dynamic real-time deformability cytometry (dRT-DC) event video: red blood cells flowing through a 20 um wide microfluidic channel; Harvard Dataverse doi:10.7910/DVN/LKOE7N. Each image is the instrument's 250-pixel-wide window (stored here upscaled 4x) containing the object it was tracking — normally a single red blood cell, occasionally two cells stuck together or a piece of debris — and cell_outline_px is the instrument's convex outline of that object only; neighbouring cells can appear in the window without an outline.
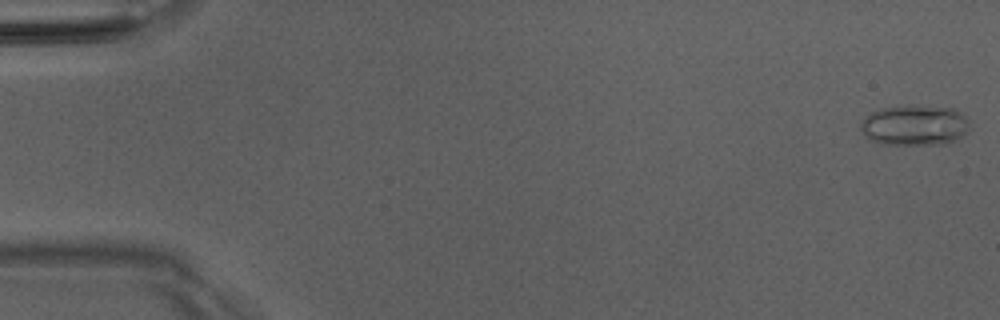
{"species": "Egyptian fruit bat (a non-hibernating species)", "species_latin": "Rousettus aegyptiacus", "temperature_condition": "room temperature", "stored_images_in_passage": 40, "camera_frame_rate_fps": 3000, "um_per_image_px": 0.085, "animal": {"sex": "male"}, "frame": {"image": 1, "passage_image": 1, "time_ms": 0.0, "image_size_px": [1000, 320], "cell_outline_px": [[968, 132], [956, 140], [948, 144], [880, 144], [872, 140], [860, 128], [860, 120], [872, 112], [884, 108], [912, 104], [952, 108], [960, 112], [968, 120]], "centroid_in_image_um": [77.76, 10.64], "position_along_channel_um": 7.2, "area_um2": 25.84}}
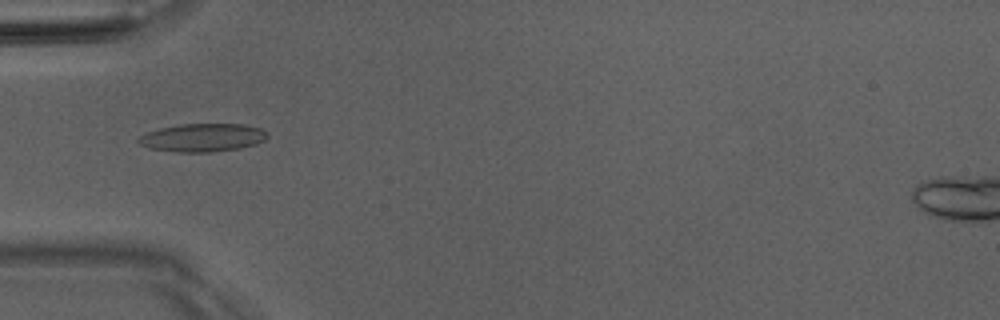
{"frame": {"image": 2, "passage_image": 17, "time_ms": 5.333, "image_size_px": [1000, 320], "cell_outline_px": [[268, 136], [264, 140], [256, 144], [240, 148], [212, 152], [176, 152], [148, 148], [140, 144], [136, 140], [140, 136], [148, 132], [160, 128], [180, 124], [244, 124], [260, 128], [268, 132]], "centroid_in_image_um": [17.23, 11.7], "position_along_channel_um": 67.8, "area_um2": 21.21}}
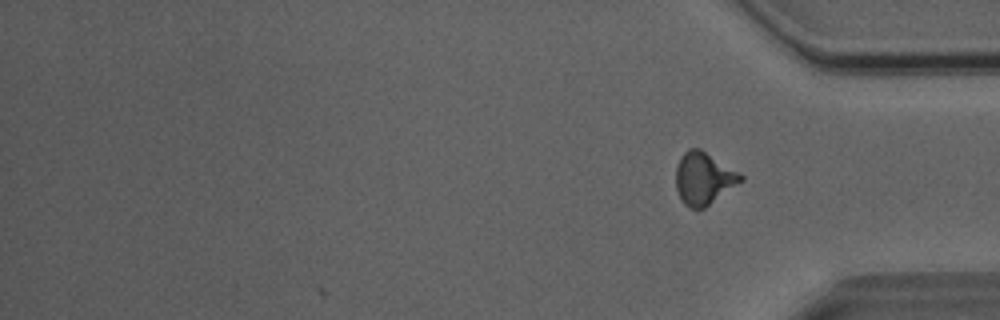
{"frame": {"image": 3, "passage_image": 40, "time_ms": 13.0, "image_size_px": [1000, 320], "cell_outline_px": [[744, 180], [704, 208], [688, 208], [684, 204], [676, 188], [676, 164], [680, 156], [688, 148], [700, 148], [740, 172], [744, 176]], "centroid_in_image_um": [59.81, 15.14], "position_along_channel_um": 375.4, "area_um2": 19.88}, "authors_computed_cell_mechanics": {"area_um2": 19.363, "velocity_mm_per_s": 4.0616, "shape_relaxation_time_tau1_ms": 6.0152, "shape_relaxation_time_tau2_ms": 1.0767, "deformation_change_tau1": 0.2007, "deformation_change_tau2": 0.0844}}